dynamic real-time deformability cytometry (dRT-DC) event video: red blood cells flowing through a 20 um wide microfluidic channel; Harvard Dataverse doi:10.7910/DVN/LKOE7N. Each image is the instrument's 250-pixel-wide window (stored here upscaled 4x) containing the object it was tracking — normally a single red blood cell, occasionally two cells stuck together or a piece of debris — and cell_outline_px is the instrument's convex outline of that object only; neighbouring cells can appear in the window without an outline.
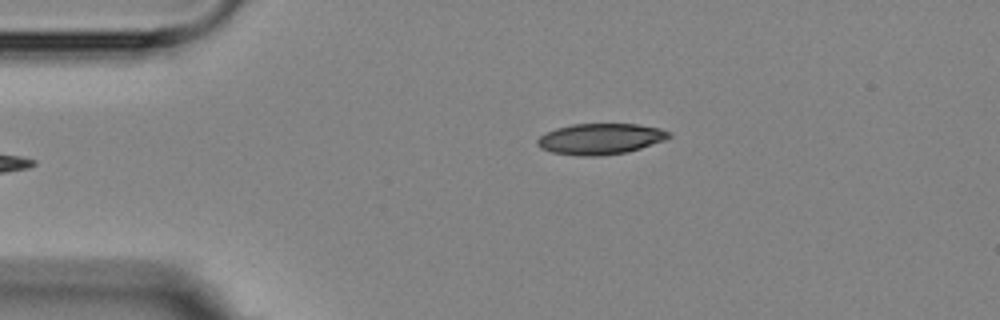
{"species": "Egyptian fruit bat (a non-hibernating species)", "species_latin": "Rousettus aegyptiacus", "temperature_condition": "room temperature", "stored_images_in_passage": 2, "camera_frame_rate_fps": 3000, "um_per_image_px": 0.085, "animal": {"sex": "female"}, "frame": {"image": 1, "passage_image": 1, "time_ms": 0.0, "image_size_px": [1000, 320], "cell_outline_px": [[672, 136], [664, 140], [640, 148], [624, 152], [600, 156], [580, 156], [552, 152], [540, 148], [536, 144], [536, 140], [540, 136], [556, 128], [572, 124], [640, 124], [660, 128], [668, 132]], "centroid_in_image_um": [51.01, 11.8], "position_along_channel_um": 34.0, "area_um2": 23.58}}